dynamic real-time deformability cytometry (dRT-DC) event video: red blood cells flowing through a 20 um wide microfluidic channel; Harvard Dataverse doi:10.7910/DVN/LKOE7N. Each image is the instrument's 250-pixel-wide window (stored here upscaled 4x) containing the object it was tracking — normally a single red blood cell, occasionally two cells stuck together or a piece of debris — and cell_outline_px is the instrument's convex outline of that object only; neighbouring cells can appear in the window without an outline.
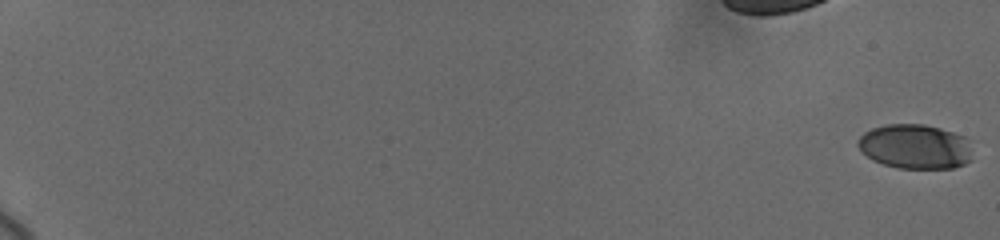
{"species": "human", "species_latin": "Homo sapiens", "temperature_condition": "cold", "stored_images_in_passage": 60, "camera_frame_rate_fps": 3000, "um_per_image_px": 0.085, "donor": {"sex": "female"}, "frame": {"image": 1, "passage_image": 1, "time_ms": 0.0, "image_size_px": [1000, 240], "cell_outline_px": [[972, 160], [964, 164], [952, 168], [896, 168], [872, 160], [856, 144], [856, 140], [864, 132], [872, 128], [888, 124], [924, 124], [940, 128], [964, 136]], "centroid_in_image_um": [77.74, 12.46], "position_along_channel_um": 7.3, "area_um2": 29.54}}
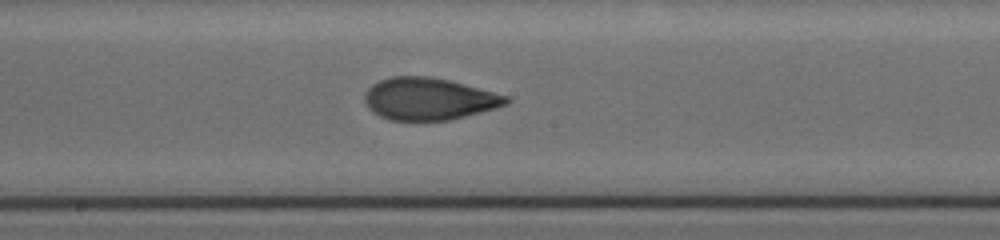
{"frame": {"image": 2, "passage_image": 38, "time_ms": 12.0, "image_size_px": [1000, 240], "cell_outline_px": [[512, 100], [508, 104], [496, 108], [448, 120], [388, 120], [372, 112], [368, 108], [364, 100], [364, 92], [372, 84], [380, 80], [392, 76], [428, 76], [448, 80], [464, 84], [508, 96]], "centroid_in_image_um": [36.42, 8.4], "position_along_channel_um": 211.8, "area_um2": 34.74}}
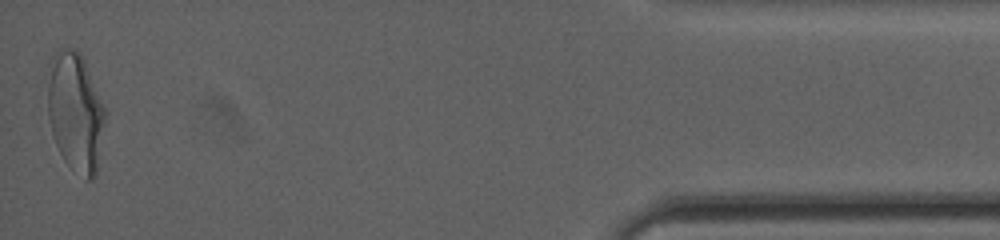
{"frame": {"image": 3, "passage_image": 60, "time_ms": 19.667, "image_size_px": [1000, 240], "cell_outline_px": [[108, 112], [96, 176], [92, 180], [84, 180], [64, 160], [56, 144], [52, 132], [48, 116], [48, 84], [52, 56], [60, 48], [72, 48], [84, 60]], "centroid_in_image_um": [6.46, 9.58], "position_along_channel_um": 428.7, "area_um2": 40.17}, "authors_computed_cell_mechanics": {"area_um2": 34.1309, "velocity_mm_per_s": 3.6866, "shape_relaxation_time_tau1_ms": 6.2257, "shape_relaxation_time_tau2_ms": 1.2147, "deformation_change_tau1": 0.1999, "deformation_change_tau2": 0.0725}}